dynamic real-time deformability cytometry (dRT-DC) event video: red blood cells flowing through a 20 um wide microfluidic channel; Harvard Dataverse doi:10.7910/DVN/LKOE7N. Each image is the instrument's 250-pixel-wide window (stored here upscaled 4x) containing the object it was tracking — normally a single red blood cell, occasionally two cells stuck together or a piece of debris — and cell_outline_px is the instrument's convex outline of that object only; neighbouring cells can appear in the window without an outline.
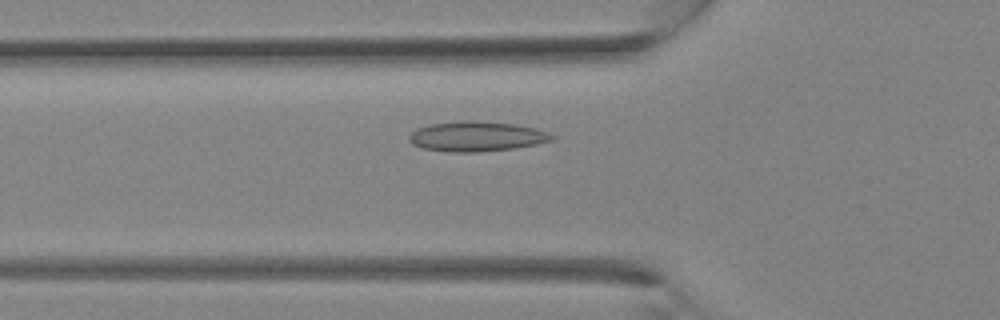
{"species": "Egyptian fruit bat (a non-hibernating species)", "species_latin": "Rousettus aegyptiacus", "temperature_condition": "room temperature", "stored_images_in_passage": 25, "camera_frame_rate_fps": 3000, "um_per_image_px": 0.085, "animal": {"sex": "female"}, "frame": {"image": 1, "passage_image": 4, "time_ms": 1.0, "image_size_px": [1000, 320], "cell_outline_px": [[556, 136], [552, 140], [536, 144], [516, 148], [480, 152], [452, 152], [424, 148], [412, 144], [408, 140], [408, 136], [416, 128], [428, 124], [472, 120], [512, 124], [536, 128]], "centroid_in_image_um": [40.49, 11.6], "position_along_channel_um": 85.3, "area_um2": 24.85}}
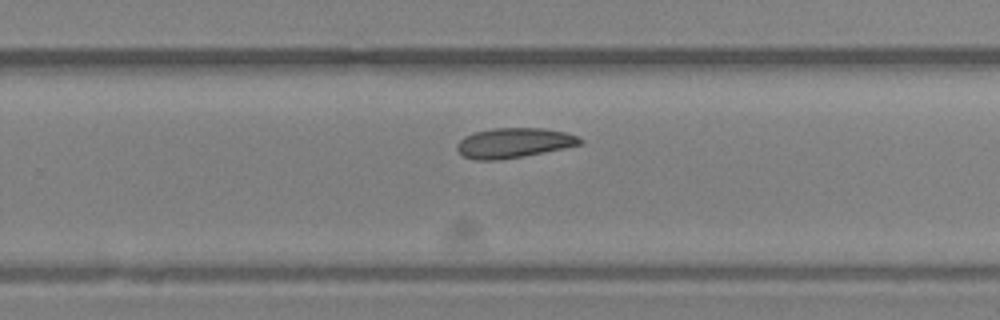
{"frame": {"image": 2, "passage_image": 14, "time_ms": 4.333, "image_size_px": [1000, 320], "cell_outline_px": [[584, 144], [524, 156], [500, 160], [476, 160], [464, 156], [456, 148], [456, 144], [464, 136], [472, 132], [492, 128], [544, 128], [564, 132], [576, 136], [584, 140]], "centroid_in_image_um": [43.67, 12.14], "position_along_channel_um": 286.1, "area_um2": 21.56}}
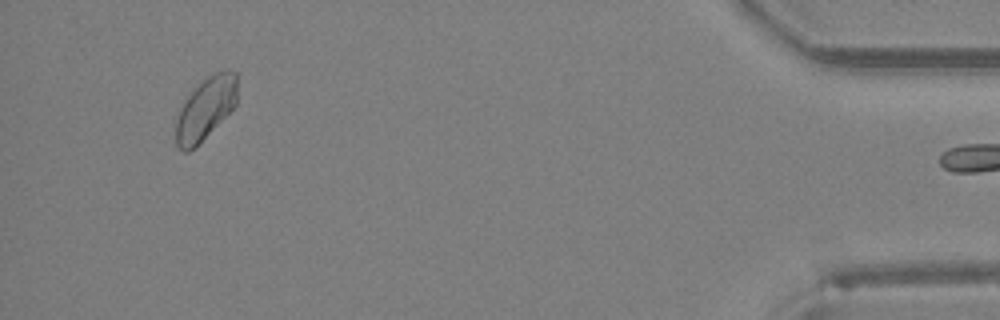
{"frame": {"image": 3, "passage_image": 24, "time_ms": 7.667, "image_size_px": [1000, 320], "cell_outline_px": [[236, 104], [188, 152], [184, 152], [176, 144], [172, 124], [184, 100], [208, 76], [224, 68], [228, 68], [236, 72]], "centroid_in_image_um": [17.41, 9.2], "position_along_channel_um": 417.8, "area_um2": 21.91}}